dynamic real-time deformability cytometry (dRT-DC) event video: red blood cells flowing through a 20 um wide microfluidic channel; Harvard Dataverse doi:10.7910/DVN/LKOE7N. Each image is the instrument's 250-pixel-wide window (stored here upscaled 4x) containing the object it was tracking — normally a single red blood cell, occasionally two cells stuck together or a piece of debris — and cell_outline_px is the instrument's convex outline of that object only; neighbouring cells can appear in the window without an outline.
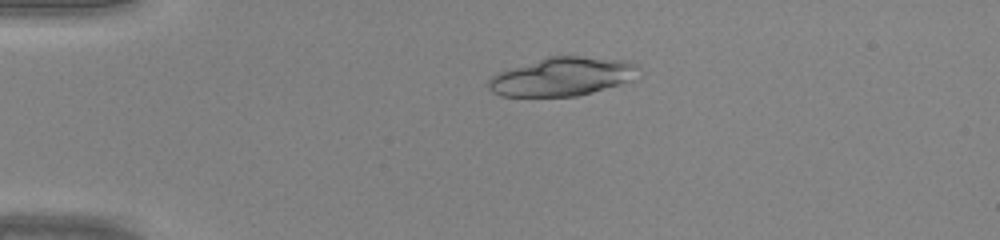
{"species": "common noctule bat (a hibernating species)", "species_latin": "Nyctalus noctula", "temperature_condition": "warm", "stored_images_in_passage": 45, "camera_frame_rate_fps": 3000, "um_per_image_px": 0.085, "animal": {"sex": "male", "body_mass_g": 20.0, "forearm_length_mm": 53.3}, "frame": {"image": 1, "passage_image": 11, "time_ms": 3.333, "image_size_px": [1000, 240], "cell_outline_px": [[640, 68], [628, 80], [620, 84], [592, 92], [576, 96], [500, 96], [492, 92], [488, 88], [488, 80], [492, 76], [500, 72], [548, 56], [580, 56], [628, 60], [636, 64]], "centroid_in_image_um": [47.77, 6.51], "position_along_channel_um": 37.2, "area_um2": 33.29}}